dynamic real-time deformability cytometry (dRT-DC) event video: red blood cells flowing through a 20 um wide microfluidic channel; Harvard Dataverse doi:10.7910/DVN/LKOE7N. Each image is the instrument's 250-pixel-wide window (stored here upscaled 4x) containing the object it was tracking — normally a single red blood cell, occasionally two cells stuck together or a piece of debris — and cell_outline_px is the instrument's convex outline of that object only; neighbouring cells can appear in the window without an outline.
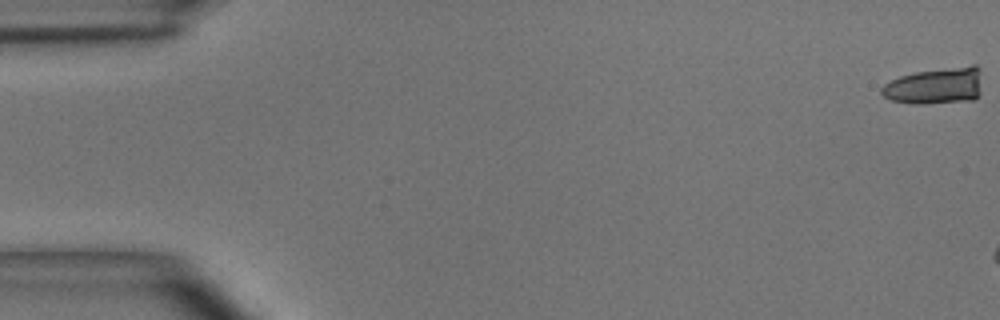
{"species": "common noctule bat (a hibernating species)", "species_latin": "Nyctalus noctula", "temperature_condition": "room temperature", "stored_images_in_passage": 7, "camera_frame_rate_fps": 3000, "um_per_image_px": 0.085, "animal": {"sex": "male", "body_mass_g": 15.6}, "frame": {"image": 1, "passage_image": 1, "time_ms": 0.0, "image_size_px": [1000, 320], "cell_outline_px": [[980, 96], [976, 100], [924, 104], [916, 104], [892, 100], [884, 96], [880, 92], [880, 88], [884, 84], [900, 76], [916, 72], [972, 64], [976, 64], [980, 68]], "centroid_in_image_um": [79.55, 7.3], "position_along_channel_um": 5.5, "area_um2": 21.68}}